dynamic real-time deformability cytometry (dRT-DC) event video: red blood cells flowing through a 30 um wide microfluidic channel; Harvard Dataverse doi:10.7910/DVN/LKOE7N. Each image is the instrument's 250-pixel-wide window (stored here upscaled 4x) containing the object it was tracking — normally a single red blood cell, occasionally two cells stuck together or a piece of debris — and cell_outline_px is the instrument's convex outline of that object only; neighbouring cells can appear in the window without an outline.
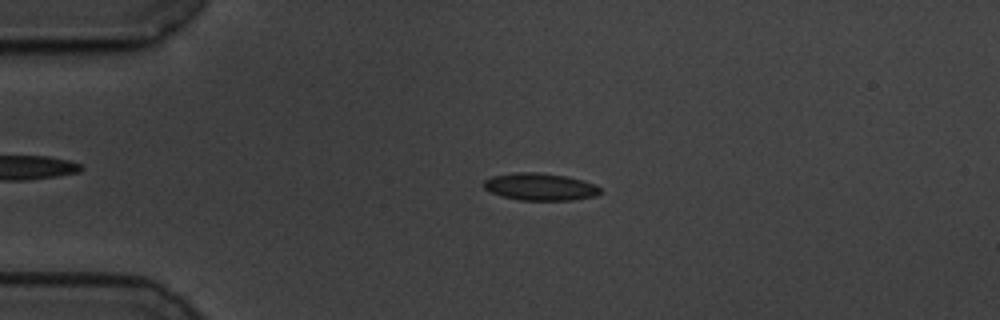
{"species": "common noctule bat (a hibernating species)", "species_latin": "Nyctalus noctula", "temperature_condition": "cold", "stored_images_in_passage": 59, "camera_frame_rate_fps": 3000, "um_per_image_px": 0.085, "animal": {"sex": "male", "body_mass_g": 19.5, "forearm_length_mm": 54.6}, "frame": {"image": 1, "passage_image": 14, "time_ms": 4.333, "image_size_px": [1000, 320], "cell_outline_px": [[600, 192], [596, 196], [572, 200], [520, 200], [504, 196], [492, 192], [484, 188], [484, 180], [492, 176], [516, 172], [536, 172], [564, 176], [584, 180], [596, 184], [600, 188]], "centroid_in_image_um": [45.94, 15.87], "position_along_channel_um": 39.1, "area_um2": 18.38}}
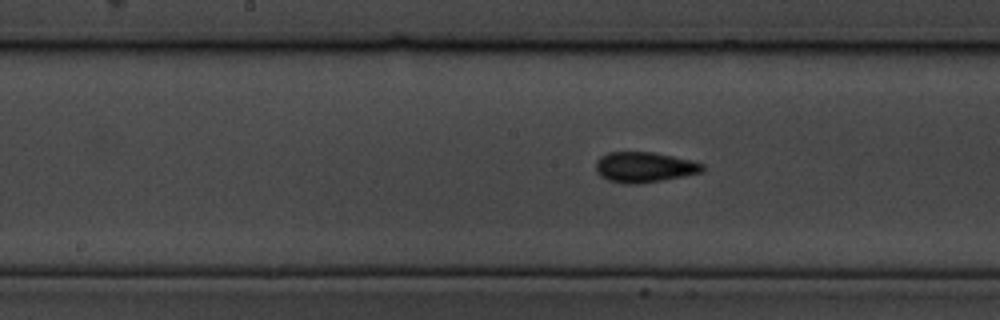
{"frame": {"image": 2, "passage_image": 30, "time_ms": 9.667, "image_size_px": [1000, 320], "cell_outline_px": [[704, 172], [684, 176], [636, 184], [624, 184], [608, 180], [600, 176], [596, 172], [596, 160], [600, 156], [608, 152], [652, 152], [692, 160], [704, 164]], "centroid_in_image_um": [54.75, 14.21], "position_along_channel_um": 193.4, "area_um2": 18.96}}
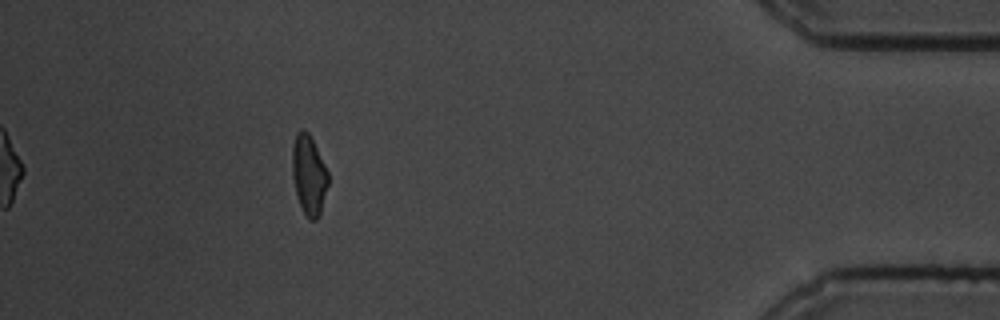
{"frame": {"image": 3, "passage_image": 53, "time_ms": 17.333, "image_size_px": [1000, 320], "cell_outline_px": [[328, 184], [320, 212], [316, 220], [308, 220], [296, 196], [292, 176], [292, 144], [296, 132], [300, 128], [304, 128], [308, 132], [328, 172]], "centroid_in_image_um": [26.22, 14.84], "position_along_channel_um": 409.0, "area_um2": 16.65}, "authors_computed_cell_mechanics": {"area_um2": 17.4556, "velocity_mm_per_s": 3.4731, "shape_relaxation_time_tau1_ms": 5.3029, "shape_relaxation_time_tau2_ms": 1.9771, "deformation_change_tau1": 0.1167, "deformation_change_tau2": 0.0647}}